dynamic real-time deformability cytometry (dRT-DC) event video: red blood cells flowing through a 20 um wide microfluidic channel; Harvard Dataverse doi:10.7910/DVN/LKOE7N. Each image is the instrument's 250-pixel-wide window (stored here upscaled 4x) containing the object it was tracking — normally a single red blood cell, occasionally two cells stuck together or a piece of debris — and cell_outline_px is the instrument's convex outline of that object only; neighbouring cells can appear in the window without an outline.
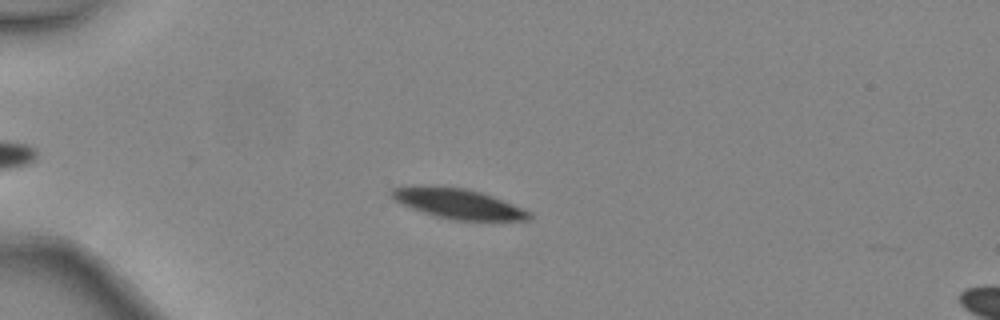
{"species": "common noctule bat (a hibernating species)", "species_latin": "Nyctalus noctula", "temperature_condition": "warm", "stored_images_in_passage": 3, "camera_frame_rate_fps": 3000, "um_per_image_px": 0.085, "animal": {"sex": "female", "body_mass_g": 24.6, "forearm_length_mm": 56.2}, "frame": {"image": 1, "passage_image": 2, "time_ms": 0.333, "image_size_px": [1000, 320], "cell_outline_px": [[532, 216], [528, 220], [452, 220], [436, 216], [412, 208], [396, 200], [388, 192], [392, 188], [464, 188], [480, 192], [492, 196], [532, 212]], "centroid_in_image_um": [39.04, 17.36], "position_along_channel_um": 46.0, "area_um2": 22.95}}